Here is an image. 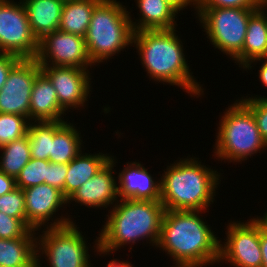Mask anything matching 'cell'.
Listing matches in <instances>:
<instances>
[{"instance_id":"obj_1","label":"cell","mask_w":267,"mask_h":267,"mask_svg":"<svg viewBox=\"0 0 267 267\" xmlns=\"http://www.w3.org/2000/svg\"><path fill=\"white\" fill-rule=\"evenodd\" d=\"M201 213L165 210L156 247L176 261L175 267H203L218 263L220 239L199 216Z\"/></svg>"},{"instance_id":"obj_2","label":"cell","mask_w":267,"mask_h":267,"mask_svg":"<svg viewBox=\"0 0 267 267\" xmlns=\"http://www.w3.org/2000/svg\"><path fill=\"white\" fill-rule=\"evenodd\" d=\"M112 209L96 237L94 249L97 252L107 255L146 238L157 246L165 213L160 200L120 199Z\"/></svg>"},{"instance_id":"obj_3","label":"cell","mask_w":267,"mask_h":267,"mask_svg":"<svg viewBox=\"0 0 267 267\" xmlns=\"http://www.w3.org/2000/svg\"><path fill=\"white\" fill-rule=\"evenodd\" d=\"M175 29L134 32L132 46L138 49L140 61L154 81L177 85L188 94L199 97L204 89L189 70L183 43Z\"/></svg>"},{"instance_id":"obj_4","label":"cell","mask_w":267,"mask_h":267,"mask_svg":"<svg viewBox=\"0 0 267 267\" xmlns=\"http://www.w3.org/2000/svg\"><path fill=\"white\" fill-rule=\"evenodd\" d=\"M197 158L180 159L161 176L160 202L165 210L204 211L214 201L220 174Z\"/></svg>"},{"instance_id":"obj_5","label":"cell","mask_w":267,"mask_h":267,"mask_svg":"<svg viewBox=\"0 0 267 267\" xmlns=\"http://www.w3.org/2000/svg\"><path fill=\"white\" fill-rule=\"evenodd\" d=\"M129 13L116 0H101L95 6L84 37L88 54L94 64L105 60L107 62L111 56L132 46L134 31Z\"/></svg>"},{"instance_id":"obj_6","label":"cell","mask_w":267,"mask_h":267,"mask_svg":"<svg viewBox=\"0 0 267 267\" xmlns=\"http://www.w3.org/2000/svg\"><path fill=\"white\" fill-rule=\"evenodd\" d=\"M221 117L214 157L228 163L242 162L266 148L252 111L241 100L230 105Z\"/></svg>"},{"instance_id":"obj_7","label":"cell","mask_w":267,"mask_h":267,"mask_svg":"<svg viewBox=\"0 0 267 267\" xmlns=\"http://www.w3.org/2000/svg\"><path fill=\"white\" fill-rule=\"evenodd\" d=\"M207 38L232 60L242 51L250 16L257 9L196 8Z\"/></svg>"},{"instance_id":"obj_8","label":"cell","mask_w":267,"mask_h":267,"mask_svg":"<svg viewBox=\"0 0 267 267\" xmlns=\"http://www.w3.org/2000/svg\"><path fill=\"white\" fill-rule=\"evenodd\" d=\"M78 228L75 223L44 228L37 236V260L45 254L50 267H93L87 242Z\"/></svg>"},{"instance_id":"obj_9","label":"cell","mask_w":267,"mask_h":267,"mask_svg":"<svg viewBox=\"0 0 267 267\" xmlns=\"http://www.w3.org/2000/svg\"><path fill=\"white\" fill-rule=\"evenodd\" d=\"M38 50L39 41L31 31L23 2L0 0V52L36 59Z\"/></svg>"},{"instance_id":"obj_10","label":"cell","mask_w":267,"mask_h":267,"mask_svg":"<svg viewBox=\"0 0 267 267\" xmlns=\"http://www.w3.org/2000/svg\"><path fill=\"white\" fill-rule=\"evenodd\" d=\"M227 227L224 245L220 240L218 262L225 260L235 267H262L260 224L251 218L246 223L230 222Z\"/></svg>"},{"instance_id":"obj_11","label":"cell","mask_w":267,"mask_h":267,"mask_svg":"<svg viewBox=\"0 0 267 267\" xmlns=\"http://www.w3.org/2000/svg\"><path fill=\"white\" fill-rule=\"evenodd\" d=\"M36 60L40 66L87 69L95 65L88 54L85 38L61 30L48 33L39 40Z\"/></svg>"},{"instance_id":"obj_12","label":"cell","mask_w":267,"mask_h":267,"mask_svg":"<svg viewBox=\"0 0 267 267\" xmlns=\"http://www.w3.org/2000/svg\"><path fill=\"white\" fill-rule=\"evenodd\" d=\"M40 72L36 59H21L11 69L0 90V113L19 114L29 119L32 87Z\"/></svg>"},{"instance_id":"obj_13","label":"cell","mask_w":267,"mask_h":267,"mask_svg":"<svg viewBox=\"0 0 267 267\" xmlns=\"http://www.w3.org/2000/svg\"><path fill=\"white\" fill-rule=\"evenodd\" d=\"M26 209V223L32 230L41 229L50 221L47 227H62L73 223L69 216L53 219L60 207L67 204V199L63 196L62 191L47 183L23 189ZM47 223V224H46Z\"/></svg>"},{"instance_id":"obj_14","label":"cell","mask_w":267,"mask_h":267,"mask_svg":"<svg viewBox=\"0 0 267 267\" xmlns=\"http://www.w3.org/2000/svg\"><path fill=\"white\" fill-rule=\"evenodd\" d=\"M56 90L60 107L68 109L84 106L90 93L91 76L88 69L66 66H40Z\"/></svg>"},{"instance_id":"obj_15","label":"cell","mask_w":267,"mask_h":267,"mask_svg":"<svg viewBox=\"0 0 267 267\" xmlns=\"http://www.w3.org/2000/svg\"><path fill=\"white\" fill-rule=\"evenodd\" d=\"M114 157L102 167L91 179L86 181L79 189H77L68 199L67 203L72 201L85 205L91 208H107L110 205L116 204L118 201L117 181L113 174L116 165ZM114 169V171L112 170ZM71 201V202H70ZM115 201V202H114ZM114 202V203H113ZM93 206V207H92Z\"/></svg>"},{"instance_id":"obj_16","label":"cell","mask_w":267,"mask_h":267,"mask_svg":"<svg viewBox=\"0 0 267 267\" xmlns=\"http://www.w3.org/2000/svg\"><path fill=\"white\" fill-rule=\"evenodd\" d=\"M147 170L139 162H128L118 174V197L132 200H160L161 180H154Z\"/></svg>"},{"instance_id":"obj_17","label":"cell","mask_w":267,"mask_h":267,"mask_svg":"<svg viewBox=\"0 0 267 267\" xmlns=\"http://www.w3.org/2000/svg\"><path fill=\"white\" fill-rule=\"evenodd\" d=\"M64 112L59 105L55 88L49 78L41 71L32 87L29 120H35V122L65 121L62 118V115L66 114Z\"/></svg>"},{"instance_id":"obj_18","label":"cell","mask_w":267,"mask_h":267,"mask_svg":"<svg viewBox=\"0 0 267 267\" xmlns=\"http://www.w3.org/2000/svg\"><path fill=\"white\" fill-rule=\"evenodd\" d=\"M267 0L250 16L242 51L233 59L244 68L249 62L267 57ZM265 9V10H264ZM266 12V13H265Z\"/></svg>"},{"instance_id":"obj_19","label":"cell","mask_w":267,"mask_h":267,"mask_svg":"<svg viewBox=\"0 0 267 267\" xmlns=\"http://www.w3.org/2000/svg\"><path fill=\"white\" fill-rule=\"evenodd\" d=\"M30 28L37 40L46 34L59 30L64 1L62 0H21Z\"/></svg>"},{"instance_id":"obj_20","label":"cell","mask_w":267,"mask_h":267,"mask_svg":"<svg viewBox=\"0 0 267 267\" xmlns=\"http://www.w3.org/2000/svg\"><path fill=\"white\" fill-rule=\"evenodd\" d=\"M140 13L138 23L131 19V26L134 32L143 30H169L174 29L175 18L178 11L165 0H137ZM140 20V21H139ZM137 23V24H136Z\"/></svg>"},{"instance_id":"obj_21","label":"cell","mask_w":267,"mask_h":267,"mask_svg":"<svg viewBox=\"0 0 267 267\" xmlns=\"http://www.w3.org/2000/svg\"><path fill=\"white\" fill-rule=\"evenodd\" d=\"M109 154H88L82 152L68 163L64 197L68 199L86 181L97 174L110 160Z\"/></svg>"},{"instance_id":"obj_22","label":"cell","mask_w":267,"mask_h":267,"mask_svg":"<svg viewBox=\"0 0 267 267\" xmlns=\"http://www.w3.org/2000/svg\"><path fill=\"white\" fill-rule=\"evenodd\" d=\"M67 121H53V141L51 142V163L68 164L82 151L81 133Z\"/></svg>"},{"instance_id":"obj_23","label":"cell","mask_w":267,"mask_h":267,"mask_svg":"<svg viewBox=\"0 0 267 267\" xmlns=\"http://www.w3.org/2000/svg\"><path fill=\"white\" fill-rule=\"evenodd\" d=\"M0 267H37V238H0Z\"/></svg>"},{"instance_id":"obj_24","label":"cell","mask_w":267,"mask_h":267,"mask_svg":"<svg viewBox=\"0 0 267 267\" xmlns=\"http://www.w3.org/2000/svg\"><path fill=\"white\" fill-rule=\"evenodd\" d=\"M101 0H72L64 2L59 30L85 37L95 6Z\"/></svg>"},{"instance_id":"obj_25","label":"cell","mask_w":267,"mask_h":267,"mask_svg":"<svg viewBox=\"0 0 267 267\" xmlns=\"http://www.w3.org/2000/svg\"><path fill=\"white\" fill-rule=\"evenodd\" d=\"M0 170L6 175L17 178L20 171L31 160L28 135L14 140L0 148Z\"/></svg>"},{"instance_id":"obj_26","label":"cell","mask_w":267,"mask_h":267,"mask_svg":"<svg viewBox=\"0 0 267 267\" xmlns=\"http://www.w3.org/2000/svg\"><path fill=\"white\" fill-rule=\"evenodd\" d=\"M27 135L31 158L49 161L53 141V121H36V123L30 121Z\"/></svg>"},{"instance_id":"obj_27","label":"cell","mask_w":267,"mask_h":267,"mask_svg":"<svg viewBox=\"0 0 267 267\" xmlns=\"http://www.w3.org/2000/svg\"><path fill=\"white\" fill-rule=\"evenodd\" d=\"M29 123L25 116L0 113V148L26 136Z\"/></svg>"},{"instance_id":"obj_28","label":"cell","mask_w":267,"mask_h":267,"mask_svg":"<svg viewBox=\"0 0 267 267\" xmlns=\"http://www.w3.org/2000/svg\"><path fill=\"white\" fill-rule=\"evenodd\" d=\"M48 161L33 159L24 166L17 176L16 186L22 190L47 183Z\"/></svg>"},{"instance_id":"obj_29","label":"cell","mask_w":267,"mask_h":267,"mask_svg":"<svg viewBox=\"0 0 267 267\" xmlns=\"http://www.w3.org/2000/svg\"><path fill=\"white\" fill-rule=\"evenodd\" d=\"M35 231L27 225L26 218H14L0 211V238H37Z\"/></svg>"},{"instance_id":"obj_30","label":"cell","mask_w":267,"mask_h":267,"mask_svg":"<svg viewBox=\"0 0 267 267\" xmlns=\"http://www.w3.org/2000/svg\"><path fill=\"white\" fill-rule=\"evenodd\" d=\"M0 211L14 218H26L23 190L17 187L0 196Z\"/></svg>"},{"instance_id":"obj_31","label":"cell","mask_w":267,"mask_h":267,"mask_svg":"<svg viewBox=\"0 0 267 267\" xmlns=\"http://www.w3.org/2000/svg\"><path fill=\"white\" fill-rule=\"evenodd\" d=\"M253 113L260 134L267 147V97H249L240 99Z\"/></svg>"},{"instance_id":"obj_32","label":"cell","mask_w":267,"mask_h":267,"mask_svg":"<svg viewBox=\"0 0 267 267\" xmlns=\"http://www.w3.org/2000/svg\"><path fill=\"white\" fill-rule=\"evenodd\" d=\"M263 0H196L194 8H246L258 9Z\"/></svg>"},{"instance_id":"obj_33","label":"cell","mask_w":267,"mask_h":267,"mask_svg":"<svg viewBox=\"0 0 267 267\" xmlns=\"http://www.w3.org/2000/svg\"><path fill=\"white\" fill-rule=\"evenodd\" d=\"M68 171V164L51 163L48 161L47 184L62 191L64 196L65 180Z\"/></svg>"},{"instance_id":"obj_34","label":"cell","mask_w":267,"mask_h":267,"mask_svg":"<svg viewBox=\"0 0 267 267\" xmlns=\"http://www.w3.org/2000/svg\"><path fill=\"white\" fill-rule=\"evenodd\" d=\"M20 60L21 58L13 54L0 52V90L6 82L9 72Z\"/></svg>"},{"instance_id":"obj_35","label":"cell","mask_w":267,"mask_h":267,"mask_svg":"<svg viewBox=\"0 0 267 267\" xmlns=\"http://www.w3.org/2000/svg\"><path fill=\"white\" fill-rule=\"evenodd\" d=\"M15 188H17L15 178L6 175L0 170V196L10 193Z\"/></svg>"},{"instance_id":"obj_36","label":"cell","mask_w":267,"mask_h":267,"mask_svg":"<svg viewBox=\"0 0 267 267\" xmlns=\"http://www.w3.org/2000/svg\"><path fill=\"white\" fill-rule=\"evenodd\" d=\"M263 60L265 62H263ZM256 61L263 62L262 65L260 66V70H258L259 71V79H260L261 83H263V85H265L267 87V57L255 59V60L249 62L243 69H247V68L251 69L252 68L251 64L253 62H256Z\"/></svg>"},{"instance_id":"obj_37","label":"cell","mask_w":267,"mask_h":267,"mask_svg":"<svg viewBox=\"0 0 267 267\" xmlns=\"http://www.w3.org/2000/svg\"><path fill=\"white\" fill-rule=\"evenodd\" d=\"M260 249L262 253V267H267V233L260 225Z\"/></svg>"},{"instance_id":"obj_38","label":"cell","mask_w":267,"mask_h":267,"mask_svg":"<svg viewBox=\"0 0 267 267\" xmlns=\"http://www.w3.org/2000/svg\"><path fill=\"white\" fill-rule=\"evenodd\" d=\"M171 6H173L179 13L181 10L185 9L188 5L196 6V0H165ZM185 7V8H184Z\"/></svg>"},{"instance_id":"obj_39","label":"cell","mask_w":267,"mask_h":267,"mask_svg":"<svg viewBox=\"0 0 267 267\" xmlns=\"http://www.w3.org/2000/svg\"><path fill=\"white\" fill-rule=\"evenodd\" d=\"M107 267H133V265L129 261H117L115 259L111 260L108 264H106Z\"/></svg>"},{"instance_id":"obj_40","label":"cell","mask_w":267,"mask_h":267,"mask_svg":"<svg viewBox=\"0 0 267 267\" xmlns=\"http://www.w3.org/2000/svg\"><path fill=\"white\" fill-rule=\"evenodd\" d=\"M262 227V230L267 233V213L263 215V217H255L254 218Z\"/></svg>"},{"instance_id":"obj_41","label":"cell","mask_w":267,"mask_h":267,"mask_svg":"<svg viewBox=\"0 0 267 267\" xmlns=\"http://www.w3.org/2000/svg\"><path fill=\"white\" fill-rule=\"evenodd\" d=\"M41 260L39 261V260H37V267H41Z\"/></svg>"}]
</instances>
